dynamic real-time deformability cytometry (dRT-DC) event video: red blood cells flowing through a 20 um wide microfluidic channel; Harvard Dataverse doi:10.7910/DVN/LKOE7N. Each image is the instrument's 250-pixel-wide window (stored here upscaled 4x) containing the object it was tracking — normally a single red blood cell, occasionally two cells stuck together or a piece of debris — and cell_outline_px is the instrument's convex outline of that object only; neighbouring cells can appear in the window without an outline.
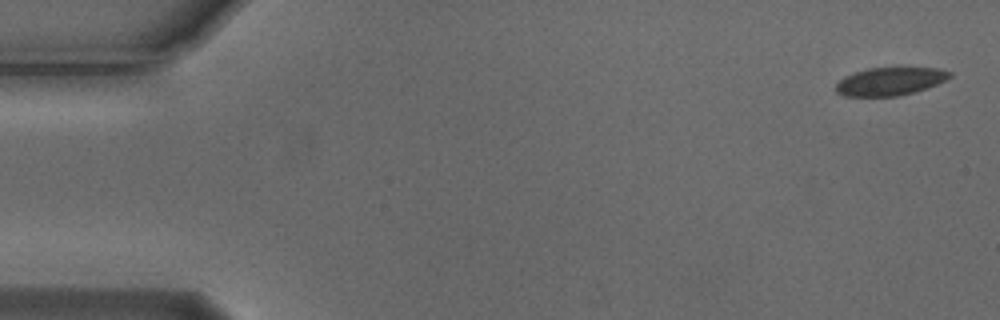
{"species": "Egyptian fruit bat (a non-hibernating species)", "species_latin": "Rousettus aegyptiacus", "temperature_condition": "cold", "stored_images_in_passage": 53, "camera_frame_rate_fps": 3000, "um_per_image_px": 0.085, "animal": {"sex": "male"}, "frame": {"image": 1, "passage_image": 1, "time_ms": 0.0, "image_size_px": [1000, 320], "cell_outline_px": [[952, 76], [936, 84], [900, 96], [844, 96], [836, 92], [836, 84], [844, 76], [868, 68], [896, 64], [940, 68], [952, 72]], "centroid_in_image_um": [75.69, 6.85], "position_along_channel_um": 9.3, "area_um2": 19.42}}
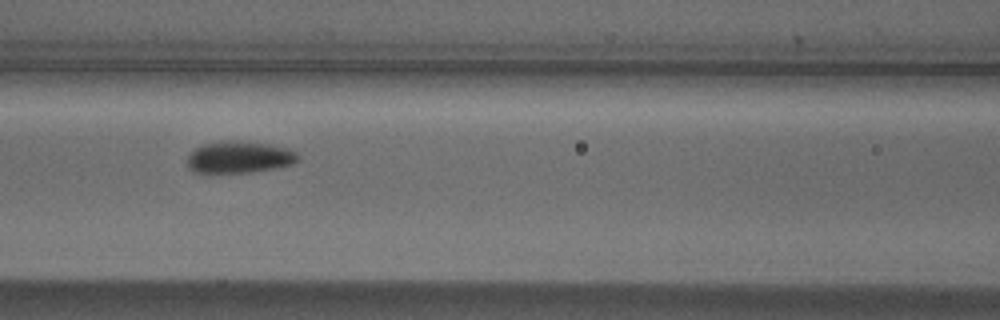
{"frame": {"image": 2, "passage_image": 23, "time_ms": 7.333, "image_size_px": [1000, 320], "cell_outline_px": [[300, 160], [292, 164], [272, 168], [248, 172], [204, 176], [192, 172], [188, 168], [188, 156], [200, 144], [224, 140], [236, 140], [268, 144], [288, 148], [296, 152], [300, 156]], "centroid_in_image_um": [20.26, 13.39], "position_along_channel_um": 146.3, "area_um2": 21.33}}
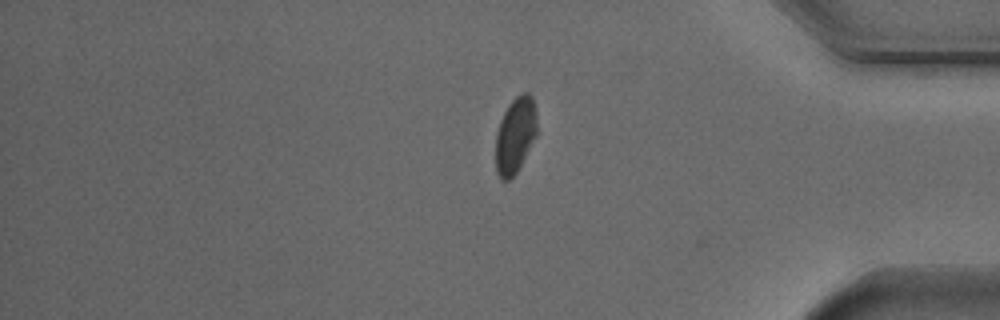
{"frame": {"image": 3, "passage_image": 45, "time_ms": 14.667, "image_size_px": [1000, 320], "cell_outline_px": [[536, 136], [516, 172], [508, 180], [500, 180], [496, 172], [496, 132], [500, 120], [508, 104], [516, 96], [524, 92], [528, 92], [532, 96], [536, 112]], "centroid_in_image_um": [43.78, 11.47], "position_along_channel_um": 391.4, "area_um2": 18.21}, "authors_computed_cell_mechanics": {"area_um2": 19.7098, "velocity_mm_per_s": 3.6905, "shape_relaxation_time_tau1_ms": 2.8225, "shape_relaxation_time_tau2_ms": 0.4714, "deformation_change_tau1": 0.0886, "deformation_change_tau2": 0.0593}}